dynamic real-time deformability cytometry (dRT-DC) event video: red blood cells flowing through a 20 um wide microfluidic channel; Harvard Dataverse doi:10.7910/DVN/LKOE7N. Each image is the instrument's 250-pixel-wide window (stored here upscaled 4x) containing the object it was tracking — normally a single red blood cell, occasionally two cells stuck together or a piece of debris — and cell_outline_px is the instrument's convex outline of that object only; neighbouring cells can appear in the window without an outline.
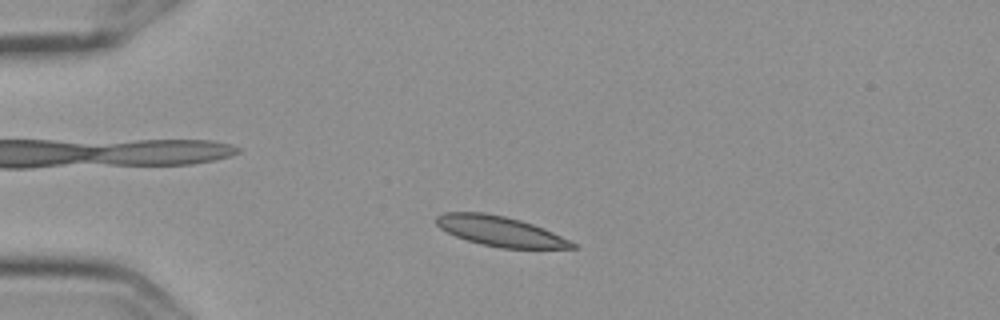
{"species": "Egyptian fruit bat (a non-hibernating species)", "species_latin": "Rousettus aegyptiacus", "temperature_condition": "cold", "stored_images_in_passage": 3, "camera_frame_rate_fps": 3000, "um_per_image_px": 0.085, "frame": {"image": 1, "passage_image": 2, "time_ms": 0.333, "image_size_px": [1000, 320], "cell_outline_px": [[576, 248], [500, 248], [480, 244], [456, 236], [440, 228], [436, 224], [436, 216], [444, 212], [484, 212], [504, 216], [520, 220], [544, 228], [576, 244]], "centroid_in_image_um": [42.48, 19.64], "position_along_channel_um": 42.5, "area_um2": 23.52}}